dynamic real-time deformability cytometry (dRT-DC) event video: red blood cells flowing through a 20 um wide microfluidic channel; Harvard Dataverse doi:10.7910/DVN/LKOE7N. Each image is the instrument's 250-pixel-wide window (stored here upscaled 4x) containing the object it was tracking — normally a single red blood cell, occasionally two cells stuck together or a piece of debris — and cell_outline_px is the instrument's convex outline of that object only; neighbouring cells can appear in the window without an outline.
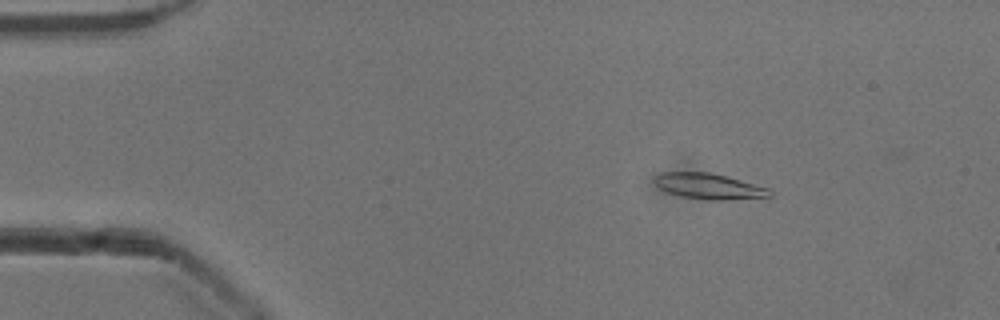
{"species": "common noctule bat (a hibernating species)", "species_latin": "Nyctalus noctula", "temperature_condition": "cold", "stored_images_in_passage": 52, "camera_frame_rate_fps": 3000, "um_per_image_px": 0.085, "animal": {"sex": "male", "body_mass_g": 13.3}, "frame": {"image": 1, "passage_image": 8, "time_ms": 2.333, "image_size_px": [1000, 320], "cell_outline_px": [[772, 196], [724, 200], [708, 200], [680, 196], [668, 192], [660, 188], [652, 180], [660, 172], [708, 172], [740, 180], [768, 188], [772, 192]], "centroid_in_image_um": [60.22, 15.83], "position_along_channel_um": 24.8, "area_um2": 17.05}}
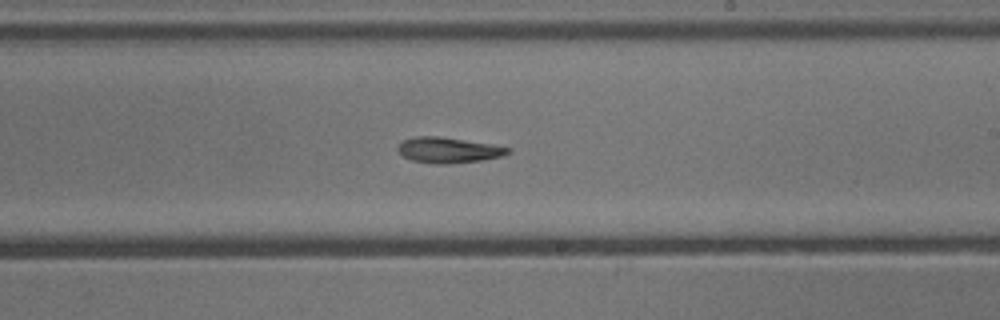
{"frame": {"image": 2, "passage_image": 31, "time_ms": 10.0, "image_size_px": [1000, 320], "cell_outline_px": [[512, 152], [500, 156], [484, 160], [448, 164], [436, 164], [412, 160], [404, 156], [396, 148], [404, 140], [416, 136], [436, 136], [488, 144], [512, 148]], "centroid_in_image_um": [38.12, 12.77], "position_along_channel_um": 250.9, "area_um2": 16.13}}
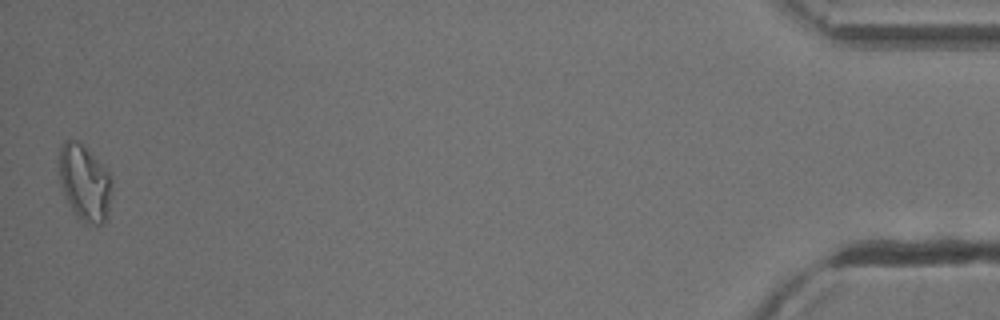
{"frame": {"image": 3, "passage_image": 52, "time_ms": 17.0, "image_size_px": [1000, 320], "cell_outline_px": [[112, 188], [108, 220], [100, 224], [92, 224], [76, 216], [64, 192], [60, 180], [60, 148], [64, 140], [80, 140], [84, 144], [108, 172], [112, 180]], "centroid_in_image_um": [7.23, 15.51], "position_along_channel_um": 428.0, "area_um2": 23.24}, "authors_computed_cell_mechanics": {"area_um2": 17.0221, "velocity_mm_per_s": 3.906, "shape_relaxation_time_tau1_ms": 9.166, "shape_relaxation_time_tau2_ms": null, "deformation_change_tau1": 0.2476, "deformation_change_tau2": null}}